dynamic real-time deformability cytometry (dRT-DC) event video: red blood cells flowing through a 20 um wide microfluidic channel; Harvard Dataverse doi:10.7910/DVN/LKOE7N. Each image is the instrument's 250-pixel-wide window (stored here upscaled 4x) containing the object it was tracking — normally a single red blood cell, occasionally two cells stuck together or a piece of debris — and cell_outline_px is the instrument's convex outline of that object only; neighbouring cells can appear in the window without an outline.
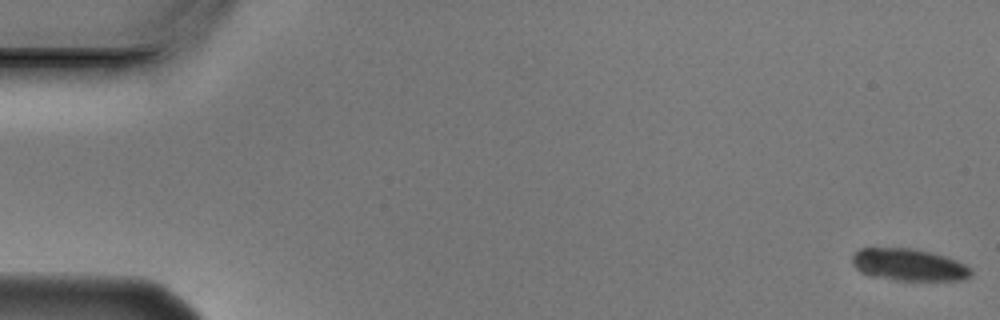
{"species": "Egyptian fruit bat (a non-hibernating species)", "species_latin": "Rousettus aegyptiacus", "temperature_condition": "cold", "stored_images_in_passage": 4, "camera_frame_rate_fps": 3000, "um_per_image_px": 0.085, "animal": {"sex": "male"}, "frame": {"image": 1, "passage_image": 1, "time_ms": 0.0, "image_size_px": [1000, 320], "cell_outline_px": [[972, 276], [960, 280], [896, 280], [872, 276], [864, 272], [852, 260], [852, 256], [860, 248], [912, 248], [944, 256], [956, 260], [972, 268]], "centroid_in_image_um": [77.31, 22.51], "position_along_channel_um": 7.7, "area_um2": 21.79}}
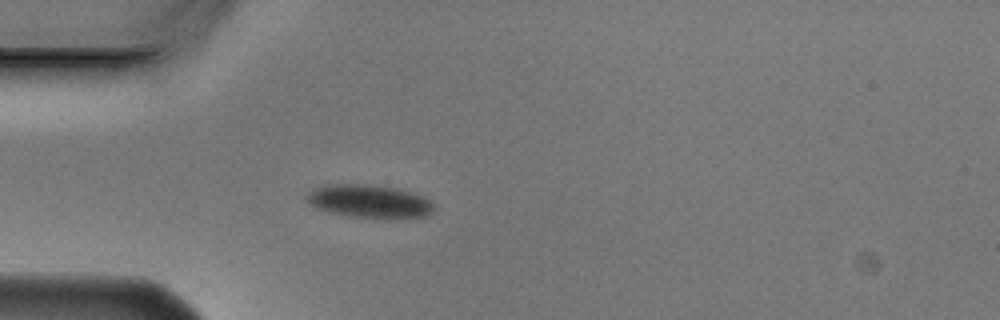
{"frame": {"image": 2, "passage_image": 4, "time_ms": 1.0, "image_size_px": [1000, 320], "cell_outline_px": [[432, 212], [428, 216], [404, 220], [400, 220], [348, 216], [328, 212], [316, 208], [308, 200], [308, 192], [312, 188], [324, 184], [372, 184], [396, 188], [420, 196], [428, 200], [432, 204]], "centroid_in_image_um": [31.39, 17.13], "position_along_channel_um": 53.6, "area_um2": 24.91}}